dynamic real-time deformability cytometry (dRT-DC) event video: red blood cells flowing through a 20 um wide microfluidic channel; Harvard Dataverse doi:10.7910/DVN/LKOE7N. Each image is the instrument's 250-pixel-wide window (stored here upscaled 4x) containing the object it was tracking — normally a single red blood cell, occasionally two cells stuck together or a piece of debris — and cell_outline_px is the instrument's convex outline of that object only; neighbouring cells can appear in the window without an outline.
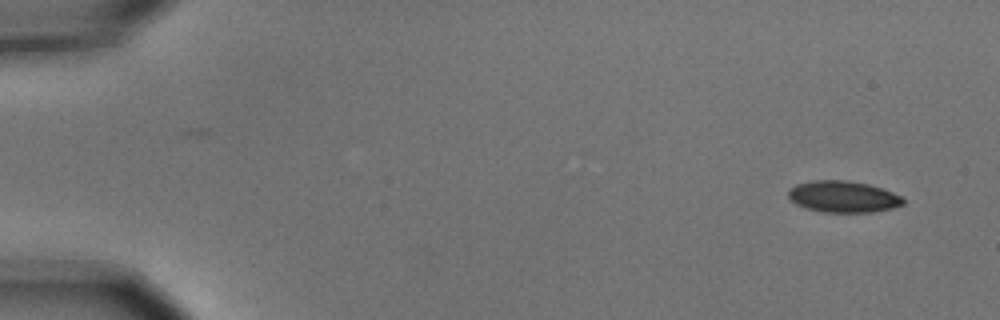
{"species": "common noctule bat (a hibernating species)", "species_latin": "Nyctalus noctula", "temperature_condition": "cold", "stored_images_in_passage": 3, "camera_frame_rate_fps": 3000, "um_per_image_px": 0.085, "animal": {"sex": "male", "body_mass_g": 15.6}, "frame": {"image": 1, "passage_image": 3, "time_ms": 0.667, "image_size_px": [1000, 320], "cell_outline_px": [[904, 204], [892, 208], [872, 212], [824, 212], [804, 208], [796, 204], [788, 196], [788, 192], [796, 184], [816, 180], [848, 180], [868, 184], [892, 192], [900, 196], [904, 200]], "centroid_in_image_um": [71.66, 16.72], "position_along_channel_um": 13.3, "area_um2": 20.92}}